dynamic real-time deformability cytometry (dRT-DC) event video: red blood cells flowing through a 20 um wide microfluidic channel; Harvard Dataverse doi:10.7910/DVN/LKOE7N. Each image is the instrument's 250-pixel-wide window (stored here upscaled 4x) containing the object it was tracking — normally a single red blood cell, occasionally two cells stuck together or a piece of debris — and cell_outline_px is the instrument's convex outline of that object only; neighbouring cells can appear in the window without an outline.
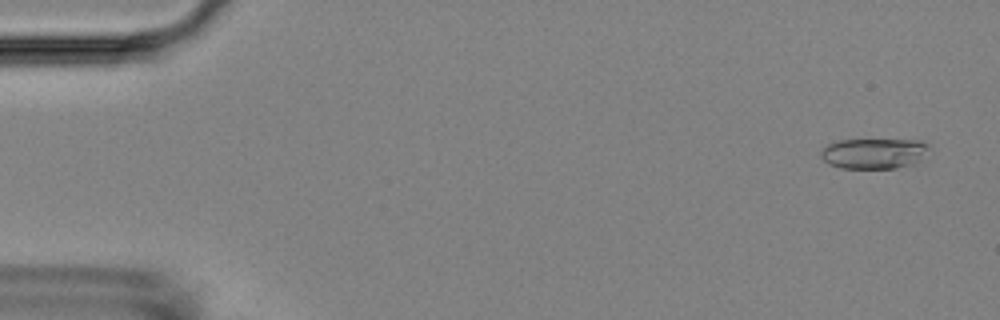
{"species": "Egyptian fruit bat (a non-hibernating species)", "species_latin": "Rousettus aegyptiacus", "temperature_condition": "room temperature", "stored_images_in_passage": 4, "camera_frame_rate_fps": 3000, "um_per_image_px": 0.085, "animal": {"sex": "female"}, "frame": {"image": 1, "passage_image": 1, "time_ms": 0.0, "image_size_px": [1000, 320], "cell_outline_px": [[928, 144], [916, 160], [908, 164], [896, 168], [840, 168], [828, 164], [820, 156], [820, 152], [828, 144], [840, 140], [920, 140]], "centroid_in_image_um": [74.15, 13.04], "position_along_channel_um": 10.9, "area_um2": 18.55}}
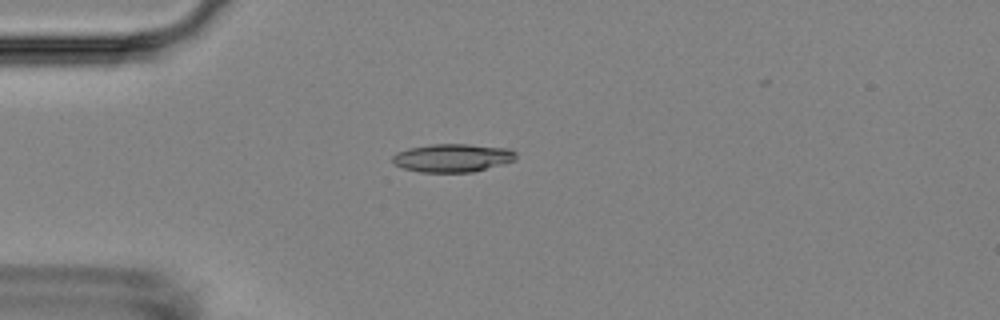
{"frame": {"image": 2, "passage_image": 4, "time_ms": 4.0, "image_size_px": [1000, 320], "cell_outline_px": [[516, 160], [504, 164], [472, 172], [420, 172], [404, 168], [396, 164], [392, 160], [392, 156], [396, 152], [408, 148], [432, 144], [468, 144], [508, 148], [516, 152]], "centroid_in_image_um": [38.49, 13.41], "position_along_channel_um": 46.5, "area_um2": 20.35}}